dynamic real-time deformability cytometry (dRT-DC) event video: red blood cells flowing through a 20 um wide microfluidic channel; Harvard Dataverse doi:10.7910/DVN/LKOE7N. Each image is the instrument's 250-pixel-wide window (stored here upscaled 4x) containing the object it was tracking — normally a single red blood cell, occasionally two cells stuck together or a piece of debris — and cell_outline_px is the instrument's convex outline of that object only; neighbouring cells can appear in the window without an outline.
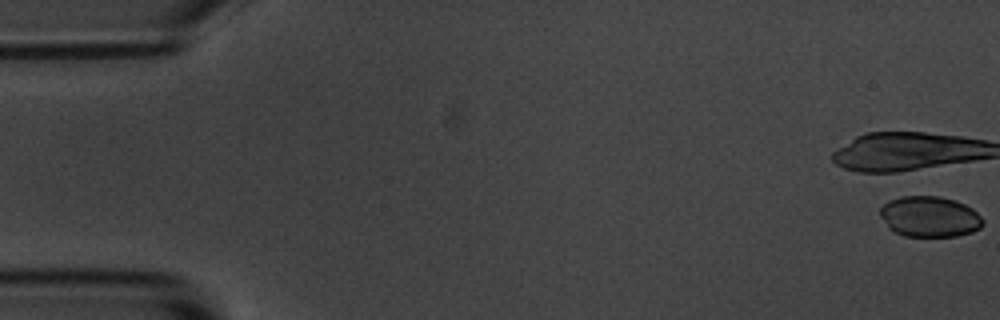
{"species": "common noctule bat (a hibernating species)", "species_latin": "Nyctalus noctula", "temperature_condition": "room temperature", "stored_images_in_passage": 55, "camera_frame_rate_fps": 3000, "um_per_image_px": 0.085, "animal": {"sex": "male", "body_mass_g": 20.1, "forearm_length_mm": 53.5}, "frame": {"image": 1, "passage_image": 1, "time_ms": 0.0, "image_size_px": [1000, 320], "cell_outline_px": [[984, 224], [980, 228], [972, 232], [956, 236], [904, 236], [888, 228], [880, 216], [880, 208], [888, 200], [900, 196], [940, 196], [956, 200], [972, 208], [984, 220]], "centroid_in_image_um": [79.01, 18.41], "position_along_channel_um": 6.0, "area_um2": 24.57}}